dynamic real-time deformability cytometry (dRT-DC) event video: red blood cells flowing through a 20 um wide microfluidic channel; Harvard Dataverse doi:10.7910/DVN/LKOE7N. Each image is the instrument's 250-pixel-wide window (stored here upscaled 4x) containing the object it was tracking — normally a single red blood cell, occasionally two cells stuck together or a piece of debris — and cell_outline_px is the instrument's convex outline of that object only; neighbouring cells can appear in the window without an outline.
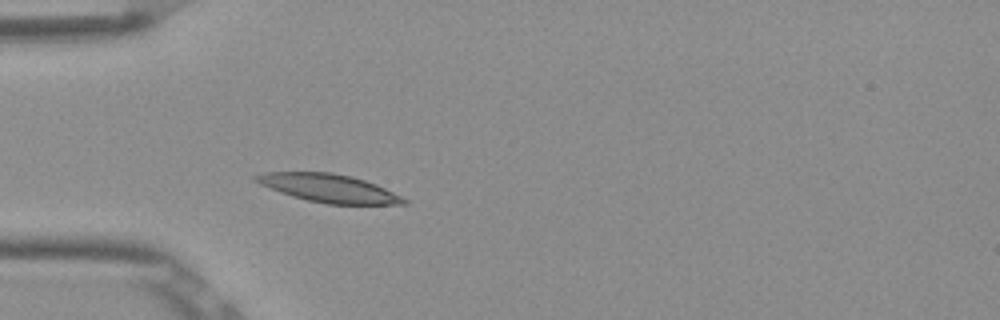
{"species": "Egyptian fruit bat (a non-hibernating species)", "species_latin": "Rousettus aegyptiacus", "temperature_condition": "room temperature", "stored_images_in_passage": 4, "camera_frame_rate_fps": 3000, "um_per_image_px": 0.085, "frame": {"image": 1, "passage_image": 4, "time_ms": 1.0, "image_size_px": [1000, 320], "cell_outline_px": [[408, 204], [328, 204], [308, 200], [292, 196], [280, 192], [260, 184], [252, 180], [252, 176], [264, 172], [332, 172], [352, 176], [376, 184], [408, 200]], "centroid_in_image_um": [27.91, 15.98], "position_along_channel_um": 57.1, "area_um2": 24.16}}